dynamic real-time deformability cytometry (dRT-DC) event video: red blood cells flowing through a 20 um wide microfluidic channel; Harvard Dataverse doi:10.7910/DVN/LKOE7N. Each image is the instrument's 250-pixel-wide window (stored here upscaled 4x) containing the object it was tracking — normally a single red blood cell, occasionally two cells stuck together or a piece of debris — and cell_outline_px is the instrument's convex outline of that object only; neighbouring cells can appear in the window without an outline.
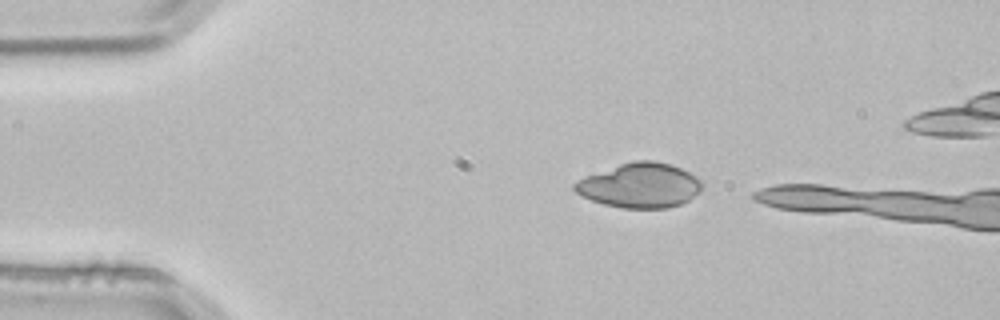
{"species": "common noctule bat (a hibernating species)", "species_latin": "Nyctalus noctula", "temperature_condition": "room temperature", "stored_images_in_passage": 2, "camera_frame_rate_fps": 3000, "um_per_image_px": 0.085, "animal": {"sex": "male", "body_mass_g": 21.5, "forearm_length_mm": 52.0}, "frame": {"image": 1, "passage_image": 1, "time_ms": 0.0, "image_size_px": [1000, 320], "cell_outline_px": [[700, 192], [688, 200], [680, 204], [668, 208], [624, 208], [604, 204], [580, 196], [572, 188], [572, 184], [576, 180], [584, 176], [632, 160], [656, 160], [672, 164], [688, 172], [700, 180]], "centroid_in_image_um": [54.34, 15.75], "position_along_channel_um": 30.7, "area_um2": 33.23}}